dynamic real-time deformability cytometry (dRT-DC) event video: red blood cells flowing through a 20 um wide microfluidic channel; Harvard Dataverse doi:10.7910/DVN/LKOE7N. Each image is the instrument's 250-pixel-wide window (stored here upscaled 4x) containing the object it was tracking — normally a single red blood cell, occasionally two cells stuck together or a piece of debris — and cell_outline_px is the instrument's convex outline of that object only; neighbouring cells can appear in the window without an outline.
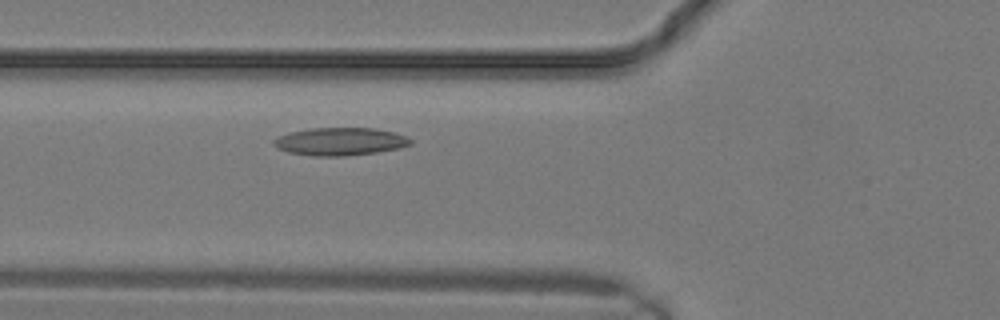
{"species": "common noctule bat (a hibernating species)", "species_latin": "Nyctalus noctula", "temperature_condition": "warm", "stored_images_in_passage": 7, "camera_frame_rate_fps": 3000, "um_per_image_px": 0.085, "animal": {"sex": "male", "body_mass_g": 19.2, "forearm_length_mm": 51.8}, "frame": {"image": 1, "passage_image": 7, "time_ms": 2.0, "image_size_px": [1000, 320], "cell_outline_px": [[412, 144], [400, 148], [376, 152], [344, 156], [312, 156], [288, 152], [276, 148], [272, 144], [272, 140], [276, 136], [288, 132], [312, 128], [376, 128], [408, 136], [412, 140]], "centroid_in_image_um": [28.87, 12.03], "position_along_channel_um": 96.9, "area_um2": 22.43}}